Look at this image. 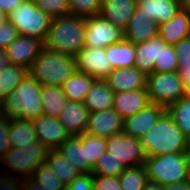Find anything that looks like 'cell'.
<instances>
[{"label":"cell","instance_id":"1","mask_svg":"<svg viewBox=\"0 0 190 190\" xmlns=\"http://www.w3.org/2000/svg\"><path fill=\"white\" fill-rule=\"evenodd\" d=\"M48 149L39 141L32 146L10 148L0 157V190H8L17 181L31 177L33 171L46 161Z\"/></svg>","mask_w":190,"mask_h":190},{"label":"cell","instance_id":"2","mask_svg":"<svg viewBox=\"0 0 190 190\" xmlns=\"http://www.w3.org/2000/svg\"><path fill=\"white\" fill-rule=\"evenodd\" d=\"M140 143L145 157L190 150V140L178 128L167 111L146 134L140 137Z\"/></svg>","mask_w":190,"mask_h":190},{"label":"cell","instance_id":"3","mask_svg":"<svg viewBox=\"0 0 190 190\" xmlns=\"http://www.w3.org/2000/svg\"><path fill=\"white\" fill-rule=\"evenodd\" d=\"M41 88L42 85L27 73L18 86L0 100V115L8 119L35 120L44 114L40 99Z\"/></svg>","mask_w":190,"mask_h":190},{"label":"cell","instance_id":"4","mask_svg":"<svg viewBox=\"0 0 190 190\" xmlns=\"http://www.w3.org/2000/svg\"><path fill=\"white\" fill-rule=\"evenodd\" d=\"M86 18L65 15L52 18L44 47L75 56L84 47Z\"/></svg>","mask_w":190,"mask_h":190},{"label":"cell","instance_id":"5","mask_svg":"<svg viewBox=\"0 0 190 190\" xmlns=\"http://www.w3.org/2000/svg\"><path fill=\"white\" fill-rule=\"evenodd\" d=\"M76 71L74 56L43 47L28 73L42 86L62 87Z\"/></svg>","mask_w":190,"mask_h":190},{"label":"cell","instance_id":"6","mask_svg":"<svg viewBox=\"0 0 190 190\" xmlns=\"http://www.w3.org/2000/svg\"><path fill=\"white\" fill-rule=\"evenodd\" d=\"M143 165L148 181L161 186L187 182L188 152L145 157Z\"/></svg>","mask_w":190,"mask_h":190},{"label":"cell","instance_id":"7","mask_svg":"<svg viewBox=\"0 0 190 190\" xmlns=\"http://www.w3.org/2000/svg\"><path fill=\"white\" fill-rule=\"evenodd\" d=\"M7 19L17 29L20 36H28L45 41L52 18L44 13L34 0H24L7 15Z\"/></svg>","mask_w":190,"mask_h":190},{"label":"cell","instance_id":"8","mask_svg":"<svg viewBox=\"0 0 190 190\" xmlns=\"http://www.w3.org/2000/svg\"><path fill=\"white\" fill-rule=\"evenodd\" d=\"M146 91L150 103L160 104L167 108L185 97L183 78L177 72H153L146 76Z\"/></svg>","mask_w":190,"mask_h":190},{"label":"cell","instance_id":"9","mask_svg":"<svg viewBox=\"0 0 190 190\" xmlns=\"http://www.w3.org/2000/svg\"><path fill=\"white\" fill-rule=\"evenodd\" d=\"M124 40V31L99 15L86 18L84 46L101 47Z\"/></svg>","mask_w":190,"mask_h":190},{"label":"cell","instance_id":"10","mask_svg":"<svg viewBox=\"0 0 190 190\" xmlns=\"http://www.w3.org/2000/svg\"><path fill=\"white\" fill-rule=\"evenodd\" d=\"M106 151L125 167L143 165L145 155L140 138L126 136L124 133L106 138Z\"/></svg>","mask_w":190,"mask_h":190},{"label":"cell","instance_id":"11","mask_svg":"<svg viewBox=\"0 0 190 190\" xmlns=\"http://www.w3.org/2000/svg\"><path fill=\"white\" fill-rule=\"evenodd\" d=\"M77 71L104 80L113 70L105 48L83 47L75 56Z\"/></svg>","mask_w":190,"mask_h":190},{"label":"cell","instance_id":"12","mask_svg":"<svg viewBox=\"0 0 190 190\" xmlns=\"http://www.w3.org/2000/svg\"><path fill=\"white\" fill-rule=\"evenodd\" d=\"M44 47V41L28 36H18L5 49L11 65L29 70Z\"/></svg>","mask_w":190,"mask_h":190},{"label":"cell","instance_id":"13","mask_svg":"<svg viewBox=\"0 0 190 190\" xmlns=\"http://www.w3.org/2000/svg\"><path fill=\"white\" fill-rule=\"evenodd\" d=\"M32 122L37 140L48 150L57 149L70 136L58 117L42 114Z\"/></svg>","mask_w":190,"mask_h":190},{"label":"cell","instance_id":"14","mask_svg":"<svg viewBox=\"0 0 190 190\" xmlns=\"http://www.w3.org/2000/svg\"><path fill=\"white\" fill-rule=\"evenodd\" d=\"M123 118L113 108L90 112L86 134L108 138L122 133Z\"/></svg>","mask_w":190,"mask_h":190},{"label":"cell","instance_id":"15","mask_svg":"<svg viewBox=\"0 0 190 190\" xmlns=\"http://www.w3.org/2000/svg\"><path fill=\"white\" fill-rule=\"evenodd\" d=\"M165 111L164 106L149 103L135 115L123 119L122 133L126 136L140 138L156 124Z\"/></svg>","mask_w":190,"mask_h":190},{"label":"cell","instance_id":"16","mask_svg":"<svg viewBox=\"0 0 190 190\" xmlns=\"http://www.w3.org/2000/svg\"><path fill=\"white\" fill-rule=\"evenodd\" d=\"M104 80L115 93L146 88V75L135 66L113 69Z\"/></svg>","mask_w":190,"mask_h":190},{"label":"cell","instance_id":"17","mask_svg":"<svg viewBox=\"0 0 190 190\" xmlns=\"http://www.w3.org/2000/svg\"><path fill=\"white\" fill-rule=\"evenodd\" d=\"M159 25L143 14V11L136 7L127 28L124 30V40L135 44L148 41L158 36Z\"/></svg>","mask_w":190,"mask_h":190},{"label":"cell","instance_id":"18","mask_svg":"<svg viewBox=\"0 0 190 190\" xmlns=\"http://www.w3.org/2000/svg\"><path fill=\"white\" fill-rule=\"evenodd\" d=\"M137 7V0H101L99 16L109 20L123 31Z\"/></svg>","mask_w":190,"mask_h":190},{"label":"cell","instance_id":"19","mask_svg":"<svg viewBox=\"0 0 190 190\" xmlns=\"http://www.w3.org/2000/svg\"><path fill=\"white\" fill-rule=\"evenodd\" d=\"M89 116L90 111L84 102L68 101L58 118L70 136H73L86 132Z\"/></svg>","mask_w":190,"mask_h":190},{"label":"cell","instance_id":"20","mask_svg":"<svg viewBox=\"0 0 190 190\" xmlns=\"http://www.w3.org/2000/svg\"><path fill=\"white\" fill-rule=\"evenodd\" d=\"M150 103L146 88L134 91L116 92L113 99V109L125 119L133 116Z\"/></svg>","mask_w":190,"mask_h":190},{"label":"cell","instance_id":"21","mask_svg":"<svg viewBox=\"0 0 190 190\" xmlns=\"http://www.w3.org/2000/svg\"><path fill=\"white\" fill-rule=\"evenodd\" d=\"M137 8L160 25L172 19L182 6L181 0H137Z\"/></svg>","mask_w":190,"mask_h":190},{"label":"cell","instance_id":"22","mask_svg":"<svg viewBox=\"0 0 190 190\" xmlns=\"http://www.w3.org/2000/svg\"><path fill=\"white\" fill-rule=\"evenodd\" d=\"M158 35L169 45L190 36V14L183 8L179 9L172 19L159 25Z\"/></svg>","mask_w":190,"mask_h":190},{"label":"cell","instance_id":"23","mask_svg":"<svg viewBox=\"0 0 190 190\" xmlns=\"http://www.w3.org/2000/svg\"><path fill=\"white\" fill-rule=\"evenodd\" d=\"M135 54L134 66L146 76L153 73L154 64H159L160 36L135 44Z\"/></svg>","mask_w":190,"mask_h":190},{"label":"cell","instance_id":"24","mask_svg":"<svg viewBox=\"0 0 190 190\" xmlns=\"http://www.w3.org/2000/svg\"><path fill=\"white\" fill-rule=\"evenodd\" d=\"M57 150L62 153L79 173L92 172V168L85 161L84 134L69 136Z\"/></svg>","mask_w":190,"mask_h":190},{"label":"cell","instance_id":"25","mask_svg":"<svg viewBox=\"0 0 190 190\" xmlns=\"http://www.w3.org/2000/svg\"><path fill=\"white\" fill-rule=\"evenodd\" d=\"M114 94L105 80L96 79L84 99V104L90 112L109 109L113 107Z\"/></svg>","mask_w":190,"mask_h":190},{"label":"cell","instance_id":"26","mask_svg":"<svg viewBox=\"0 0 190 190\" xmlns=\"http://www.w3.org/2000/svg\"><path fill=\"white\" fill-rule=\"evenodd\" d=\"M9 143L11 148L32 146L37 141L36 131L32 121L21 118L9 119Z\"/></svg>","mask_w":190,"mask_h":190},{"label":"cell","instance_id":"27","mask_svg":"<svg viewBox=\"0 0 190 190\" xmlns=\"http://www.w3.org/2000/svg\"><path fill=\"white\" fill-rule=\"evenodd\" d=\"M96 79L88 74L76 71L62 85L67 101L84 102V99Z\"/></svg>","mask_w":190,"mask_h":190},{"label":"cell","instance_id":"28","mask_svg":"<svg viewBox=\"0 0 190 190\" xmlns=\"http://www.w3.org/2000/svg\"><path fill=\"white\" fill-rule=\"evenodd\" d=\"M45 162L65 187H67L80 174L57 149L48 150Z\"/></svg>","mask_w":190,"mask_h":190},{"label":"cell","instance_id":"29","mask_svg":"<svg viewBox=\"0 0 190 190\" xmlns=\"http://www.w3.org/2000/svg\"><path fill=\"white\" fill-rule=\"evenodd\" d=\"M106 56L113 69L133 67L135 63V45L123 40L105 48Z\"/></svg>","mask_w":190,"mask_h":190},{"label":"cell","instance_id":"30","mask_svg":"<svg viewBox=\"0 0 190 190\" xmlns=\"http://www.w3.org/2000/svg\"><path fill=\"white\" fill-rule=\"evenodd\" d=\"M40 97L43 113L53 117H59L68 102L62 87L58 86H42Z\"/></svg>","mask_w":190,"mask_h":190},{"label":"cell","instance_id":"31","mask_svg":"<svg viewBox=\"0 0 190 190\" xmlns=\"http://www.w3.org/2000/svg\"><path fill=\"white\" fill-rule=\"evenodd\" d=\"M178 128L190 140V96L180 98L166 108Z\"/></svg>","mask_w":190,"mask_h":190},{"label":"cell","instance_id":"32","mask_svg":"<svg viewBox=\"0 0 190 190\" xmlns=\"http://www.w3.org/2000/svg\"><path fill=\"white\" fill-rule=\"evenodd\" d=\"M118 177L121 190H143L148 182L144 165L125 168Z\"/></svg>","mask_w":190,"mask_h":190},{"label":"cell","instance_id":"33","mask_svg":"<svg viewBox=\"0 0 190 190\" xmlns=\"http://www.w3.org/2000/svg\"><path fill=\"white\" fill-rule=\"evenodd\" d=\"M27 73V69L16 65H10L0 71V100L8 96Z\"/></svg>","mask_w":190,"mask_h":190},{"label":"cell","instance_id":"34","mask_svg":"<svg viewBox=\"0 0 190 190\" xmlns=\"http://www.w3.org/2000/svg\"><path fill=\"white\" fill-rule=\"evenodd\" d=\"M178 67H179V62L174 46L167 44L160 37L159 64H154V72L158 73L177 72Z\"/></svg>","mask_w":190,"mask_h":190},{"label":"cell","instance_id":"35","mask_svg":"<svg viewBox=\"0 0 190 190\" xmlns=\"http://www.w3.org/2000/svg\"><path fill=\"white\" fill-rule=\"evenodd\" d=\"M30 178L46 190H66V187L56 177L46 162L40 164L33 171Z\"/></svg>","mask_w":190,"mask_h":190},{"label":"cell","instance_id":"36","mask_svg":"<svg viewBox=\"0 0 190 190\" xmlns=\"http://www.w3.org/2000/svg\"><path fill=\"white\" fill-rule=\"evenodd\" d=\"M106 151V138L84 133L85 161L93 169L100 156Z\"/></svg>","mask_w":190,"mask_h":190},{"label":"cell","instance_id":"37","mask_svg":"<svg viewBox=\"0 0 190 190\" xmlns=\"http://www.w3.org/2000/svg\"><path fill=\"white\" fill-rule=\"evenodd\" d=\"M125 167L105 151L92 169L93 176H119Z\"/></svg>","mask_w":190,"mask_h":190},{"label":"cell","instance_id":"38","mask_svg":"<svg viewBox=\"0 0 190 190\" xmlns=\"http://www.w3.org/2000/svg\"><path fill=\"white\" fill-rule=\"evenodd\" d=\"M71 15L91 17L99 14L101 0H68Z\"/></svg>","mask_w":190,"mask_h":190},{"label":"cell","instance_id":"39","mask_svg":"<svg viewBox=\"0 0 190 190\" xmlns=\"http://www.w3.org/2000/svg\"><path fill=\"white\" fill-rule=\"evenodd\" d=\"M35 4L51 18L70 14L68 0H34Z\"/></svg>","mask_w":190,"mask_h":190},{"label":"cell","instance_id":"40","mask_svg":"<svg viewBox=\"0 0 190 190\" xmlns=\"http://www.w3.org/2000/svg\"><path fill=\"white\" fill-rule=\"evenodd\" d=\"M173 46L179 62L178 68L190 67V36L181 39Z\"/></svg>","mask_w":190,"mask_h":190},{"label":"cell","instance_id":"41","mask_svg":"<svg viewBox=\"0 0 190 190\" xmlns=\"http://www.w3.org/2000/svg\"><path fill=\"white\" fill-rule=\"evenodd\" d=\"M94 190H121L118 176H93Z\"/></svg>","mask_w":190,"mask_h":190},{"label":"cell","instance_id":"42","mask_svg":"<svg viewBox=\"0 0 190 190\" xmlns=\"http://www.w3.org/2000/svg\"><path fill=\"white\" fill-rule=\"evenodd\" d=\"M18 36L17 29L9 21L0 25V49L5 50Z\"/></svg>","mask_w":190,"mask_h":190},{"label":"cell","instance_id":"43","mask_svg":"<svg viewBox=\"0 0 190 190\" xmlns=\"http://www.w3.org/2000/svg\"><path fill=\"white\" fill-rule=\"evenodd\" d=\"M92 173H80L67 187L66 190H94Z\"/></svg>","mask_w":190,"mask_h":190},{"label":"cell","instance_id":"44","mask_svg":"<svg viewBox=\"0 0 190 190\" xmlns=\"http://www.w3.org/2000/svg\"><path fill=\"white\" fill-rule=\"evenodd\" d=\"M9 119L6 116L0 115V157L11 148L9 143Z\"/></svg>","mask_w":190,"mask_h":190},{"label":"cell","instance_id":"45","mask_svg":"<svg viewBox=\"0 0 190 190\" xmlns=\"http://www.w3.org/2000/svg\"><path fill=\"white\" fill-rule=\"evenodd\" d=\"M8 190H46L41 185L33 181L30 177L17 181Z\"/></svg>","mask_w":190,"mask_h":190},{"label":"cell","instance_id":"46","mask_svg":"<svg viewBox=\"0 0 190 190\" xmlns=\"http://www.w3.org/2000/svg\"><path fill=\"white\" fill-rule=\"evenodd\" d=\"M178 73L183 78L186 95L190 96V67L178 68Z\"/></svg>","mask_w":190,"mask_h":190},{"label":"cell","instance_id":"47","mask_svg":"<svg viewBox=\"0 0 190 190\" xmlns=\"http://www.w3.org/2000/svg\"><path fill=\"white\" fill-rule=\"evenodd\" d=\"M24 0H0V11L8 15L18 4H21Z\"/></svg>","mask_w":190,"mask_h":190},{"label":"cell","instance_id":"48","mask_svg":"<svg viewBox=\"0 0 190 190\" xmlns=\"http://www.w3.org/2000/svg\"><path fill=\"white\" fill-rule=\"evenodd\" d=\"M164 190H190V184L188 182H182L179 184H172L163 186Z\"/></svg>","mask_w":190,"mask_h":190},{"label":"cell","instance_id":"49","mask_svg":"<svg viewBox=\"0 0 190 190\" xmlns=\"http://www.w3.org/2000/svg\"><path fill=\"white\" fill-rule=\"evenodd\" d=\"M11 65L5 50L0 49V71H2L4 68H7Z\"/></svg>","mask_w":190,"mask_h":190},{"label":"cell","instance_id":"50","mask_svg":"<svg viewBox=\"0 0 190 190\" xmlns=\"http://www.w3.org/2000/svg\"><path fill=\"white\" fill-rule=\"evenodd\" d=\"M143 190H164V189L163 186L159 185L158 183L148 181Z\"/></svg>","mask_w":190,"mask_h":190},{"label":"cell","instance_id":"51","mask_svg":"<svg viewBox=\"0 0 190 190\" xmlns=\"http://www.w3.org/2000/svg\"><path fill=\"white\" fill-rule=\"evenodd\" d=\"M182 8L190 14V0H181Z\"/></svg>","mask_w":190,"mask_h":190},{"label":"cell","instance_id":"52","mask_svg":"<svg viewBox=\"0 0 190 190\" xmlns=\"http://www.w3.org/2000/svg\"><path fill=\"white\" fill-rule=\"evenodd\" d=\"M7 21H8L7 14H5L2 11H0V25L4 24Z\"/></svg>","mask_w":190,"mask_h":190},{"label":"cell","instance_id":"53","mask_svg":"<svg viewBox=\"0 0 190 190\" xmlns=\"http://www.w3.org/2000/svg\"><path fill=\"white\" fill-rule=\"evenodd\" d=\"M187 182L190 184V150L188 152V175H187Z\"/></svg>","mask_w":190,"mask_h":190}]
</instances>
